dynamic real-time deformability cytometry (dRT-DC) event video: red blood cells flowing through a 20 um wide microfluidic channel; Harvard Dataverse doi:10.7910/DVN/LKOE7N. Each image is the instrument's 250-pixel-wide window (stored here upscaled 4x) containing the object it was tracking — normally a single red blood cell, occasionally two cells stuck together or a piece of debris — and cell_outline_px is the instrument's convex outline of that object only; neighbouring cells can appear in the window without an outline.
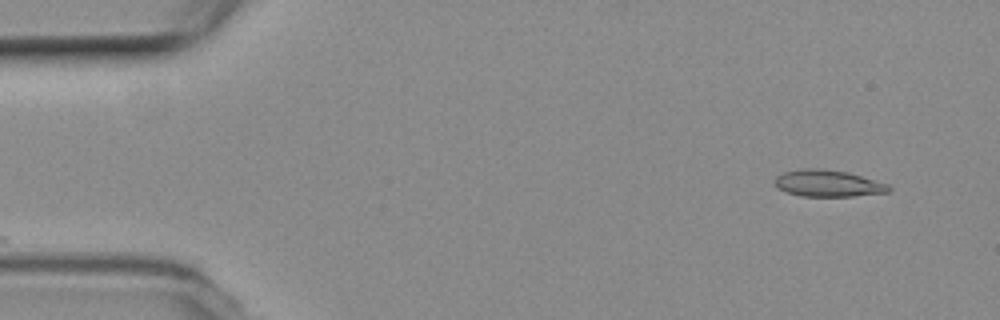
{"species": "common noctule bat (a hibernating species)", "species_latin": "Nyctalus noctula", "temperature_condition": "room temperature", "stored_images_in_passage": 14, "camera_frame_rate_fps": 3000, "um_per_image_px": 0.085, "animal": {"sex": "female", "body_mass_g": 19.3, "forearm_length_mm": 54.1}, "frame": {"image": 1, "passage_image": 1, "time_ms": 0.0, "image_size_px": [1000, 320], "cell_outline_px": [[892, 188], [888, 192], [852, 196], [800, 196], [776, 188], [776, 176], [784, 172], [804, 168], [820, 168], [848, 172], [888, 184]], "centroid_in_image_um": [70.38, 15.58], "position_along_channel_um": 14.6, "area_um2": 17.63}}
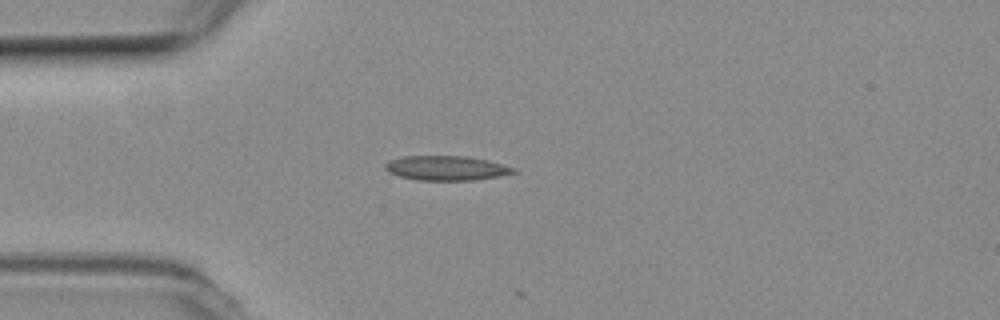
{"frame": {"image": 2, "passage_image": 11, "time_ms": 3.333, "image_size_px": [1000, 320], "cell_outline_px": [[516, 172], [500, 176], [472, 180], [416, 180], [400, 176], [388, 172], [384, 168], [384, 164], [388, 160], [404, 156], [464, 156], [488, 160], [516, 168]], "centroid_in_image_um": [37.91, 14.28], "position_along_channel_um": 47.1, "area_um2": 18.38}}